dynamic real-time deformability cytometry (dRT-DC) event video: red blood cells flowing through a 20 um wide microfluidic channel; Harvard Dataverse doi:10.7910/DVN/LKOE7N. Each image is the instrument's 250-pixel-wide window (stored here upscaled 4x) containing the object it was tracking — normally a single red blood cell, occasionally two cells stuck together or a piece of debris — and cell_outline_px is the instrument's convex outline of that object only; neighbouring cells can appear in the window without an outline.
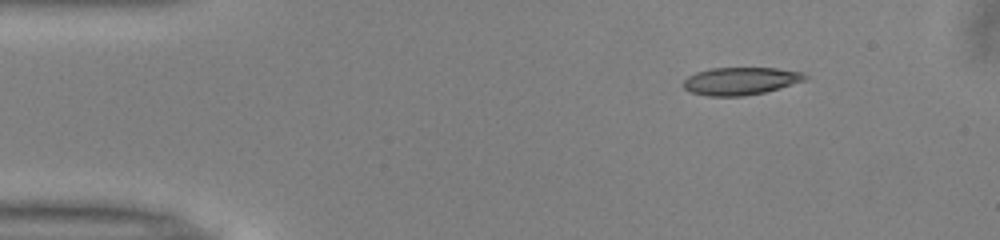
{"species": "common noctule bat (a hibernating species)", "species_latin": "Nyctalus noctula", "temperature_condition": "warm", "stored_images_in_passage": 45, "camera_frame_rate_fps": 3000, "um_per_image_px": 0.085, "animal": {"sex": "male", "body_mass_g": 13.0, "forearm_length_mm": 53.1}, "frame": {"image": 1, "passage_image": 1, "time_ms": 0.0, "image_size_px": [1000, 240], "cell_outline_px": [[808, 80], [780, 88], [764, 92], [744, 96], [708, 96], [692, 92], [684, 88], [684, 80], [688, 76], [696, 72], [712, 68], [776, 68], [804, 72], [808, 76]], "centroid_in_image_um": [63.0, 6.88], "position_along_channel_um": 22.0, "area_um2": 19.65}}
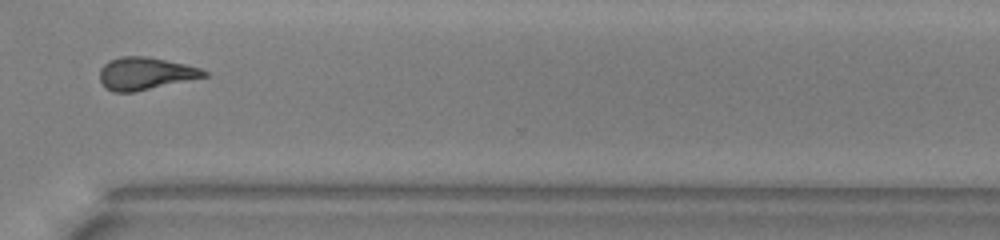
{"frame": {"image": 2, "passage_image": 32, "time_ms": 10.333, "image_size_px": [1000, 240], "cell_outline_px": [[208, 76], [132, 92], [112, 92], [104, 88], [100, 80], [100, 68], [108, 60], [120, 56], [148, 56], [188, 64], [200, 68], [208, 72]], "centroid_in_image_um": [12.33, 6.23], "position_along_channel_um": 358.3, "area_um2": 19.88}}
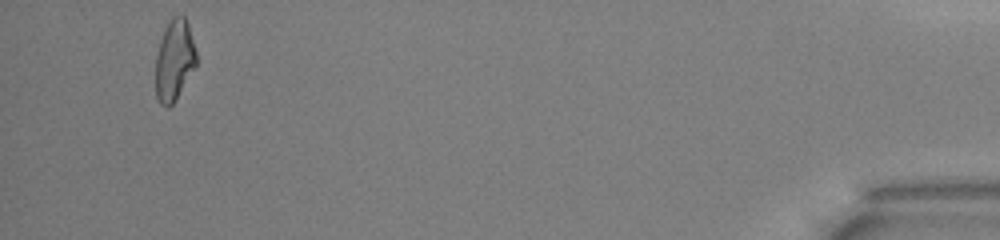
{"frame": {"image": 3, "passage_image": 43, "time_ms": 14.0, "image_size_px": [1000, 240], "cell_outline_px": [[196, 64], [172, 104], [168, 108], [164, 108], [160, 104], [156, 96], [156, 56], [160, 40], [164, 28], [168, 20], [172, 16], [184, 16], [188, 24], [196, 52]], "centroid_in_image_um": [14.79, 5.1], "position_along_channel_um": 420.4, "area_um2": 18.96}, "authors_computed_cell_mechanics": {"area_um2": 19.7098, "velocity_mm_per_s": 3.9916, "shape_relaxation_time_tau1_ms": 7.8458, "shape_relaxation_time_tau2_ms": 3.0301, "deformation_change_tau1": 0.2261, "deformation_change_tau2": 0.1293}}